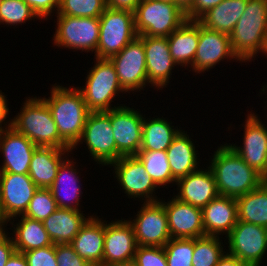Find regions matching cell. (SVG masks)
<instances>
[{
  "label": "cell",
  "mask_w": 267,
  "mask_h": 266,
  "mask_svg": "<svg viewBox=\"0 0 267 266\" xmlns=\"http://www.w3.org/2000/svg\"><path fill=\"white\" fill-rule=\"evenodd\" d=\"M21 112L12 119V128L36 146L72 149L60 136L46 102L42 97H28Z\"/></svg>",
  "instance_id": "277c9868"
},
{
  "label": "cell",
  "mask_w": 267,
  "mask_h": 266,
  "mask_svg": "<svg viewBox=\"0 0 267 266\" xmlns=\"http://www.w3.org/2000/svg\"><path fill=\"white\" fill-rule=\"evenodd\" d=\"M91 216L70 245L92 266H103L104 220Z\"/></svg>",
  "instance_id": "cb8c5ba5"
},
{
  "label": "cell",
  "mask_w": 267,
  "mask_h": 266,
  "mask_svg": "<svg viewBox=\"0 0 267 266\" xmlns=\"http://www.w3.org/2000/svg\"><path fill=\"white\" fill-rule=\"evenodd\" d=\"M141 0H105L107 7L134 12Z\"/></svg>",
  "instance_id": "7dc6e473"
},
{
  "label": "cell",
  "mask_w": 267,
  "mask_h": 266,
  "mask_svg": "<svg viewBox=\"0 0 267 266\" xmlns=\"http://www.w3.org/2000/svg\"><path fill=\"white\" fill-rule=\"evenodd\" d=\"M223 0H194L193 6L185 13L187 20H198L209 9L219 5Z\"/></svg>",
  "instance_id": "ee69618b"
},
{
  "label": "cell",
  "mask_w": 267,
  "mask_h": 266,
  "mask_svg": "<svg viewBox=\"0 0 267 266\" xmlns=\"http://www.w3.org/2000/svg\"><path fill=\"white\" fill-rule=\"evenodd\" d=\"M99 19V40L95 58L109 59L138 36L132 11L107 7Z\"/></svg>",
  "instance_id": "52a82bcc"
},
{
  "label": "cell",
  "mask_w": 267,
  "mask_h": 266,
  "mask_svg": "<svg viewBox=\"0 0 267 266\" xmlns=\"http://www.w3.org/2000/svg\"><path fill=\"white\" fill-rule=\"evenodd\" d=\"M164 250L167 266H192L194 238H171Z\"/></svg>",
  "instance_id": "74e56055"
},
{
  "label": "cell",
  "mask_w": 267,
  "mask_h": 266,
  "mask_svg": "<svg viewBox=\"0 0 267 266\" xmlns=\"http://www.w3.org/2000/svg\"><path fill=\"white\" fill-rule=\"evenodd\" d=\"M171 238H199L205 236L202 209L180 201L176 197L165 202Z\"/></svg>",
  "instance_id": "ffe728a7"
},
{
  "label": "cell",
  "mask_w": 267,
  "mask_h": 266,
  "mask_svg": "<svg viewBox=\"0 0 267 266\" xmlns=\"http://www.w3.org/2000/svg\"><path fill=\"white\" fill-rule=\"evenodd\" d=\"M6 98L7 97L5 96V94L2 91H0V131L12 128V119H9L7 121L8 123L4 122L8 118L7 116H9V112H10L8 108V104H7L8 100ZM2 124L4 125L3 127H2Z\"/></svg>",
  "instance_id": "bcb514c9"
},
{
  "label": "cell",
  "mask_w": 267,
  "mask_h": 266,
  "mask_svg": "<svg viewBox=\"0 0 267 266\" xmlns=\"http://www.w3.org/2000/svg\"><path fill=\"white\" fill-rule=\"evenodd\" d=\"M187 132L181 130L166 150L172 177L177 180L198 170L199 159L195 144Z\"/></svg>",
  "instance_id": "f1b7e54d"
},
{
  "label": "cell",
  "mask_w": 267,
  "mask_h": 266,
  "mask_svg": "<svg viewBox=\"0 0 267 266\" xmlns=\"http://www.w3.org/2000/svg\"><path fill=\"white\" fill-rule=\"evenodd\" d=\"M175 184L179 192L174 197L200 209L219 196L216 181L209 167L205 170L199 168L177 179Z\"/></svg>",
  "instance_id": "7402d4cb"
},
{
  "label": "cell",
  "mask_w": 267,
  "mask_h": 266,
  "mask_svg": "<svg viewBox=\"0 0 267 266\" xmlns=\"http://www.w3.org/2000/svg\"><path fill=\"white\" fill-rule=\"evenodd\" d=\"M85 142L90 156L98 164L108 166L122 155L116 149L114 133L110 122V110L107 112H90L83 128L79 142L72 148Z\"/></svg>",
  "instance_id": "ba28073f"
},
{
  "label": "cell",
  "mask_w": 267,
  "mask_h": 266,
  "mask_svg": "<svg viewBox=\"0 0 267 266\" xmlns=\"http://www.w3.org/2000/svg\"><path fill=\"white\" fill-rule=\"evenodd\" d=\"M55 255L58 266H92L70 244H55Z\"/></svg>",
  "instance_id": "b9f144b4"
},
{
  "label": "cell",
  "mask_w": 267,
  "mask_h": 266,
  "mask_svg": "<svg viewBox=\"0 0 267 266\" xmlns=\"http://www.w3.org/2000/svg\"><path fill=\"white\" fill-rule=\"evenodd\" d=\"M7 224H8V220L4 217L2 210H1V206H0V235L3 233H6L5 225Z\"/></svg>",
  "instance_id": "816d5d0a"
},
{
  "label": "cell",
  "mask_w": 267,
  "mask_h": 266,
  "mask_svg": "<svg viewBox=\"0 0 267 266\" xmlns=\"http://www.w3.org/2000/svg\"><path fill=\"white\" fill-rule=\"evenodd\" d=\"M28 4L37 16L42 19H47L52 13L57 14L56 10L59 7V0H23Z\"/></svg>",
  "instance_id": "7bdbcfd3"
},
{
  "label": "cell",
  "mask_w": 267,
  "mask_h": 266,
  "mask_svg": "<svg viewBox=\"0 0 267 266\" xmlns=\"http://www.w3.org/2000/svg\"><path fill=\"white\" fill-rule=\"evenodd\" d=\"M262 181L267 183V163L265 166V172L261 175Z\"/></svg>",
  "instance_id": "f5cc1de1"
},
{
  "label": "cell",
  "mask_w": 267,
  "mask_h": 266,
  "mask_svg": "<svg viewBox=\"0 0 267 266\" xmlns=\"http://www.w3.org/2000/svg\"><path fill=\"white\" fill-rule=\"evenodd\" d=\"M110 166L114 168V178L118 180L119 185L129 198L136 199L139 197L140 200H144L143 202H156L160 200L155 195V190L159 187L151 176L146 173L143 163L136 155L122 156L111 163Z\"/></svg>",
  "instance_id": "4fadbf2b"
},
{
  "label": "cell",
  "mask_w": 267,
  "mask_h": 266,
  "mask_svg": "<svg viewBox=\"0 0 267 266\" xmlns=\"http://www.w3.org/2000/svg\"><path fill=\"white\" fill-rule=\"evenodd\" d=\"M202 216L206 236H227L238 222L237 200L219 195L202 209Z\"/></svg>",
  "instance_id": "603a6c76"
},
{
  "label": "cell",
  "mask_w": 267,
  "mask_h": 266,
  "mask_svg": "<svg viewBox=\"0 0 267 266\" xmlns=\"http://www.w3.org/2000/svg\"><path fill=\"white\" fill-rule=\"evenodd\" d=\"M216 266H248V265L239 260L237 257H234L231 254L225 252Z\"/></svg>",
  "instance_id": "c3c4849f"
},
{
  "label": "cell",
  "mask_w": 267,
  "mask_h": 266,
  "mask_svg": "<svg viewBox=\"0 0 267 266\" xmlns=\"http://www.w3.org/2000/svg\"><path fill=\"white\" fill-rule=\"evenodd\" d=\"M144 45L148 84L163 89L177 65L170 54L167 37L138 36Z\"/></svg>",
  "instance_id": "d6986e66"
},
{
  "label": "cell",
  "mask_w": 267,
  "mask_h": 266,
  "mask_svg": "<svg viewBox=\"0 0 267 266\" xmlns=\"http://www.w3.org/2000/svg\"><path fill=\"white\" fill-rule=\"evenodd\" d=\"M109 60L114 65L119 83L125 92L144 91L143 88L149 85L144 45L138 36Z\"/></svg>",
  "instance_id": "7c38bea8"
},
{
  "label": "cell",
  "mask_w": 267,
  "mask_h": 266,
  "mask_svg": "<svg viewBox=\"0 0 267 266\" xmlns=\"http://www.w3.org/2000/svg\"><path fill=\"white\" fill-rule=\"evenodd\" d=\"M200 37V22L186 20L167 37L170 54L177 66L192 65Z\"/></svg>",
  "instance_id": "83f0119b"
},
{
  "label": "cell",
  "mask_w": 267,
  "mask_h": 266,
  "mask_svg": "<svg viewBox=\"0 0 267 266\" xmlns=\"http://www.w3.org/2000/svg\"><path fill=\"white\" fill-rule=\"evenodd\" d=\"M95 59L96 64L87 72L86 85L76 87L81 92L88 110L90 112H107L123 106L120 104V106L111 107L115 96L121 92L125 93L119 83L114 65L109 59Z\"/></svg>",
  "instance_id": "5b68a950"
},
{
  "label": "cell",
  "mask_w": 267,
  "mask_h": 266,
  "mask_svg": "<svg viewBox=\"0 0 267 266\" xmlns=\"http://www.w3.org/2000/svg\"><path fill=\"white\" fill-rule=\"evenodd\" d=\"M37 189L29 174L0 172V206L4 217L14 221L23 215Z\"/></svg>",
  "instance_id": "9a60e30c"
},
{
  "label": "cell",
  "mask_w": 267,
  "mask_h": 266,
  "mask_svg": "<svg viewBox=\"0 0 267 266\" xmlns=\"http://www.w3.org/2000/svg\"><path fill=\"white\" fill-rule=\"evenodd\" d=\"M28 266H58L55 245L32 249L23 253Z\"/></svg>",
  "instance_id": "60d3db41"
},
{
  "label": "cell",
  "mask_w": 267,
  "mask_h": 266,
  "mask_svg": "<svg viewBox=\"0 0 267 266\" xmlns=\"http://www.w3.org/2000/svg\"><path fill=\"white\" fill-rule=\"evenodd\" d=\"M257 115L253 112L247 115L242 147L230 143L229 146L248 166L262 175L267 163V126Z\"/></svg>",
  "instance_id": "e0dca14e"
},
{
  "label": "cell",
  "mask_w": 267,
  "mask_h": 266,
  "mask_svg": "<svg viewBox=\"0 0 267 266\" xmlns=\"http://www.w3.org/2000/svg\"><path fill=\"white\" fill-rule=\"evenodd\" d=\"M137 243L132 225L123 218L107 224L104 220L103 266L133 262Z\"/></svg>",
  "instance_id": "5bb4252c"
},
{
  "label": "cell",
  "mask_w": 267,
  "mask_h": 266,
  "mask_svg": "<svg viewBox=\"0 0 267 266\" xmlns=\"http://www.w3.org/2000/svg\"><path fill=\"white\" fill-rule=\"evenodd\" d=\"M51 95L42 99L48 105L59 136L73 148L80 140L90 111L78 88L52 85Z\"/></svg>",
  "instance_id": "7a4b0ae2"
},
{
  "label": "cell",
  "mask_w": 267,
  "mask_h": 266,
  "mask_svg": "<svg viewBox=\"0 0 267 266\" xmlns=\"http://www.w3.org/2000/svg\"><path fill=\"white\" fill-rule=\"evenodd\" d=\"M238 221L267 228V183L262 182L255 190L236 198Z\"/></svg>",
  "instance_id": "d6a6232c"
},
{
  "label": "cell",
  "mask_w": 267,
  "mask_h": 266,
  "mask_svg": "<svg viewBox=\"0 0 267 266\" xmlns=\"http://www.w3.org/2000/svg\"><path fill=\"white\" fill-rule=\"evenodd\" d=\"M137 213L135 219H128L137 245L164 247L171 239L164 204L160 200L144 202Z\"/></svg>",
  "instance_id": "8fae6325"
},
{
  "label": "cell",
  "mask_w": 267,
  "mask_h": 266,
  "mask_svg": "<svg viewBox=\"0 0 267 266\" xmlns=\"http://www.w3.org/2000/svg\"><path fill=\"white\" fill-rule=\"evenodd\" d=\"M248 0H223L209 9L198 21L206 28L230 35L243 15Z\"/></svg>",
  "instance_id": "f546056e"
},
{
  "label": "cell",
  "mask_w": 267,
  "mask_h": 266,
  "mask_svg": "<svg viewBox=\"0 0 267 266\" xmlns=\"http://www.w3.org/2000/svg\"><path fill=\"white\" fill-rule=\"evenodd\" d=\"M133 262L137 266H167L164 247L137 245Z\"/></svg>",
  "instance_id": "ab89813d"
},
{
  "label": "cell",
  "mask_w": 267,
  "mask_h": 266,
  "mask_svg": "<svg viewBox=\"0 0 267 266\" xmlns=\"http://www.w3.org/2000/svg\"><path fill=\"white\" fill-rule=\"evenodd\" d=\"M187 20L177 5L160 0H141L134 11L138 36L168 37Z\"/></svg>",
  "instance_id": "8992f818"
},
{
  "label": "cell",
  "mask_w": 267,
  "mask_h": 266,
  "mask_svg": "<svg viewBox=\"0 0 267 266\" xmlns=\"http://www.w3.org/2000/svg\"><path fill=\"white\" fill-rule=\"evenodd\" d=\"M162 2H166V3H171V4H176V0H160Z\"/></svg>",
  "instance_id": "11a10c76"
},
{
  "label": "cell",
  "mask_w": 267,
  "mask_h": 266,
  "mask_svg": "<svg viewBox=\"0 0 267 266\" xmlns=\"http://www.w3.org/2000/svg\"><path fill=\"white\" fill-rule=\"evenodd\" d=\"M176 4L186 13L194 4V0H176Z\"/></svg>",
  "instance_id": "f907efd6"
},
{
  "label": "cell",
  "mask_w": 267,
  "mask_h": 266,
  "mask_svg": "<svg viewBox=\"0 0 267 266\" xmlns=\"http://www.w3.org/2000/svg\"><path fill=\"white\" fill-rule=\"evenodd\" d=\"M106 8L105 0H59L56 15L100 17Z\"/></svg>",
  "instance_id": "d590c367"
},
{
  "label": "cell",
  "mask_w": 267,
  "mask_h": 266,
  "mask_svg": "<svg viewBox=\"0 0 267 266\" xmlns=\"http://www.w3.org/2000/svg\"><path fill=\"white\" fill-rule=\"evenodd\" d=\"M229 37L232 51L241 63L262 53L267 39V0H248Z\"/></svg>",
  "instance_id": "3957f363"
},
{
  "label": "cell",
  "mask_w": 267,
  "mask_h": 266,
  "mask_svg": "<svg viewBox=\"0 0 267 266\" xmlns=\"http://www.w3.org/2000/svg\"><path fill=\"white\" fill-rule=\"evenodd\" d=\"M72 149L37 146L29 165V176L38 188H50L62 161ZM65 155V156H64Z\"/></svg>",
  "instance_id": "484cf974"
},
{
  "label": "cell",
  "mask_w": 267,
  "mask_h": 266,
  "mask_svg": "<svg viewBox=\"0 0 267 266\" xmlns=\"http://www.w3.org/2000/svg\"><path fill=\"white\" fill-rule=\"evenodd\" d=\"M57 209V203L52 196L50 189L38 188L29 202L28 208L23 216L43 221Z\"/></svg>",
  "instance_id": "f35d334b"
},
{
  "label": "cell",
  "mask_w": 267,
  "mask_h": 266,
  "mask_svg": "<svg viewBox=\"0 0 267 266\" xmlns=\"http://www.w3.org/2000/svg\"><path fill=\"white\" fill-rule=\"evenodd\" d=\"M36 145L13 128L0 131V152L3 163L0 172L28 174Z\"/></svg>",
  "instance_id": "44dd1931"
},
{
  "label": "cell",
  "mask_w": 267,
  "mask_h": 266,
  "mask_svg": "<svg viewBox=\"0 0 267 266\" xmlns=\"http://www.w3.org/2000/svg\"><path fill=\"white\" fill-rule=\"evenodd\" d=\"M212 157L209 168L221 196L237 198L255 190L263 182L261 175L227 143L220 145Z\"/></svg>",
  "instance_id": "6da1fadb"
},
{
  "label": "cell",
  "mask_w": 267,
  "mask_h": 266,
  "mask_svg": "<svg viewBox=\"0 0 267 266\" xmlns=\"http://www.w3.org/2000/svg\"><path fill=\"white\" fill-rule=\"evenodd\" d=\"M15 246L12 236H8V232L0 235V266H5L8 259L15 252Z\"/></svg>",
  "instance_id": "f6af8a7d"
},
{
  "label": "cell",
  "mask_w": 267,
  "mask_h": 266,
  "mask_svg": "<svg viewBox=\"0 0 267 266\" xmlns=\"http://www.w3.org/2000/svg\"><path fill=\"white\" fill-rule=\"evenodd\" d=\"M228 240L227 253L237 257L248 266H260L267 251V228L238 221L225 236Z\"/></svg>",
  "instance_id": "30bf717a"
},
{
  "label": "cell",
  "mask_w": 267,
  "mask_h": 266,
  "mask_svg": "<svg viewBox=\"0 0 267 266\" xmlns=\"http://www.w3.org/2000/svg\"><path fill=\"white\" fill-rule=\"evenodd\" d=\"M56 17L57 26L53 36L56 46L96 53L100 30L99 17L67 15H57Z\"/></svg>",
  "instance_id": "9c48e42d"
},
{
  "label": "cell",
  "mask_w": 267,
  "mask_h": 266,
  "mask_svg": "<svg viewBox=\"0 0 267 266\" xmlns=\"http://www.w3.org/2000/svg\"><path fill=\"white\" fill-rule=\"evenodd\" d=\"M136 156L159 188L170 183L174 185L176 180L172 177L166 151H139Z\"/></svg>",
  "instance_id": "836d02e7"
},
{
  "label": "cell",
  "mask_w": 267,
  "mask_h": 266,
  "mask_svg": "<svg viewBox=\"0 0 267 266\" xmlns=\"http://www.w3.org/2000/svg\"><path fill=\"white\" fill-rule=\"evenodd\" d=\"M262 54H264L267 57V39L265 41L264 49L262 51Z\"/></svg>",
  "instance_id": "db71d44e"
},
{
  "label": "cell",
  "mask_w": 267,
  "mask_h": 266,
  "mask_svg": "<svg viewBox=\"0 0 267 266\" xmlns=\"http://www.w3.org/2000/svg\"><path fill=\"white\" fill-rule=\"evenodd\" d=\"M219 236L194 238L192 266H216L224 255V247Z\"/></svg>",
  "instance_id": "e575fe53"
},
{
  "label": "cell",
  "mask_w": 267,
  "mask_h": 266,
  "mask_svg": "<svg viewBox=\"0 0 267 266\" xmlns=\"http://www.w3.org/2000/svg\"><path fill=\"white\" fill-rule=\"evenodd\" d=\"M84 215L83 211L58 208L42 223L54 245L70 244L91 217Z\"/></svg>",
  "instance_id": "4316f807"
},
{
  "label": "cell",
  "mask_w": 267,
  "mask_h": 266,
  "mask_svg": "<svg viewBox=\"0 0 267 266\" xmlns=\"http://www.w3.org/2000/svg\"><path fill=\"white\" fill-rule=\"evenodd\" d=\"M35 18L39 17L23 0H1L0 2V24L16 26Z\"/></svg>",
  "instance_id": "8d00e7d4"
},
{
  "label": "cell",
  "mask_w": 267,
  "mask_h": 266,
  "mask_svg": "<svg viewBox=\"0 0 267 266\" xmlns=\"http://www.w3.org/2000/svg\"><path fill=\"white\" fill-rule=\"evenodd\" d=\"M176 128L172 126L171 121L168 122V119L166 120L163 116L148 120L144 115L140 151H166L173 139L182 130Z\"/></svg>",
  "instance_id": "1f68e13d"
},
{
  "label": "cell",
  "mask_w": 267,
  "mask_h": 266,
  "mask_svg": "<svg viewBox=\"0 0 267 266\" xmlns=\"http://www.w3.org/2000/svg\"><path fill=\"white\" fill-rule=\"evenodd\" d=\"M143 120V114L133 107L124 105L110 110L116 149L122 156L136 155L140 151Z\"/></svg>",
  "instance_id": "2e32d148"
},
{
  "label": "cell",
  "mask_w": 267,
  "mask_h": 266,
  "mask_svg": "<svg viewBox=\"0 0 267 266\" xmlns=\"http://www.w3.org/2000/svg\"><path fill=\"white\" fill-rule=\"evenodd\" d=\"M224 58L239 61L232 51L229 35L206 28L200 23L199 43L193 63L189 67L200 74L209 71Z\"/></svg>",
  "instance_id": "ac0fdd59"
},
{
  "label": "cell",
  "mask_w": 267,
  "mask_h": 266,
  "mask_svg": "<svg viewBox=\"0 0 267 266\" xmlns=\"http://www.w3.org/2000/svg\"><path fill=\"white\" fill-rule=\"evenodd\" d=\"M76 162L66 157L60 164L54 183L50 186V191L54 197L58 208L80 210V196L82 193L80 179Z\"/></svg>",
  "instance_id": "d4e9b609"
},
{
  "label": "cell",
  "mask_w": 267,
  "mask_h": 266,
  "mask_svg": "<svg viewBox=\"0 0 267 266\" xmlns=\"http://www.w3.org/2000/svg\"><path fill=\"white\" fill-rule=\"evenodd\" d=\"M121 266H137L134 262L131 263H126L125 265H121Z\"/></svg>",
  "instance_id": "9f6ffc18"
},
{
  "label": "cell",
  "mask_w": 267,
  "mask_h": 266,
  "mask_svg": "<svg viewBox=\"0 0 267 266\" xmlns=\"http://www.w3.org/2000/svg\"><path fill=\"white\" fill-rule=\"evenodd\" d=\"M19 217L21 219H18L19 222H16V225L12 220L8 221L11 225H14V237L12 239L17 252L24 253L32 249L53 245L42 221L23 215H19Z\"/></svg>",
  "instance_id": "4dcf8cb0"
},
{
  "label": "cell",
  "mask_w": 267,
  "mask_h": 266,
  "mask_svg": "<svg viewBox=\"0 0 267 266\" xmlns=\"http://www.w3.org/2000/svg\"><path fill=\"white\" fill-rule=\"evenodd\" d=\"M5 266H28L23 253L15 251L8 259Z\"/></svg>",
  "instance_id": "681fc988"
}]
</instances>
